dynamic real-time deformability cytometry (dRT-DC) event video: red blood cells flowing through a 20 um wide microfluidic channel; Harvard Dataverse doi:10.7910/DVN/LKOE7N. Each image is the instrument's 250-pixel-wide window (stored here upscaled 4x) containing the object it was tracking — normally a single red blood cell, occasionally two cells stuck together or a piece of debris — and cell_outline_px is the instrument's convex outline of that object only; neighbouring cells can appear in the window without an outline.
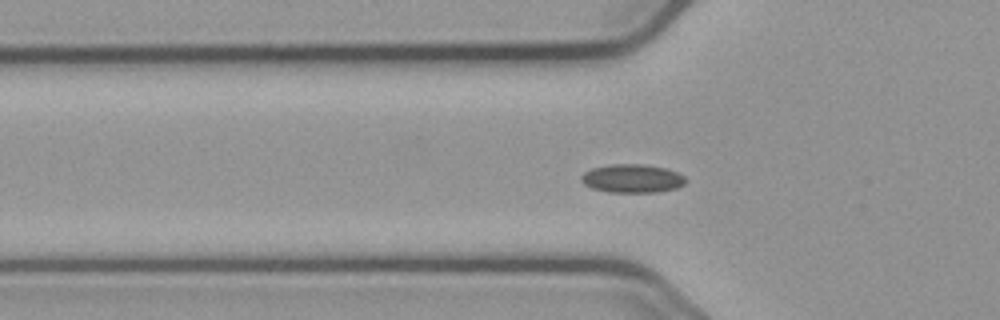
{"species": "common noctule bat (a hibernating species)", "species_latin": "Nyctalus noctula", "temperature_condition": "cold", "stored_images_in_passage": 12, "camera_frame_rate_fps": 3000, "um_per_image_px": 0.085, "animal": {"sex": "male", "body_mass_g": 23.1, "forearm_length_mm": 52.7}, "frame": {"image": 1, "passage_image": 12, "time_ms": 3.667, "image_size_px": [1000, 320], "cell_outline_px": [[688, 180], [684, 184], [676, 188], [656, 192], [608, 192], [592, 188], [584, 184], [580, 180], [580, 176], [584, 172], [592, 168], [612, 164], [640, 164], [664, 168], [676, 172], [684, 176]], "centroid_in_image_um": [53.72, 15.17], "position_along_channel_um": 72.1, "area_um2": 17.28}}